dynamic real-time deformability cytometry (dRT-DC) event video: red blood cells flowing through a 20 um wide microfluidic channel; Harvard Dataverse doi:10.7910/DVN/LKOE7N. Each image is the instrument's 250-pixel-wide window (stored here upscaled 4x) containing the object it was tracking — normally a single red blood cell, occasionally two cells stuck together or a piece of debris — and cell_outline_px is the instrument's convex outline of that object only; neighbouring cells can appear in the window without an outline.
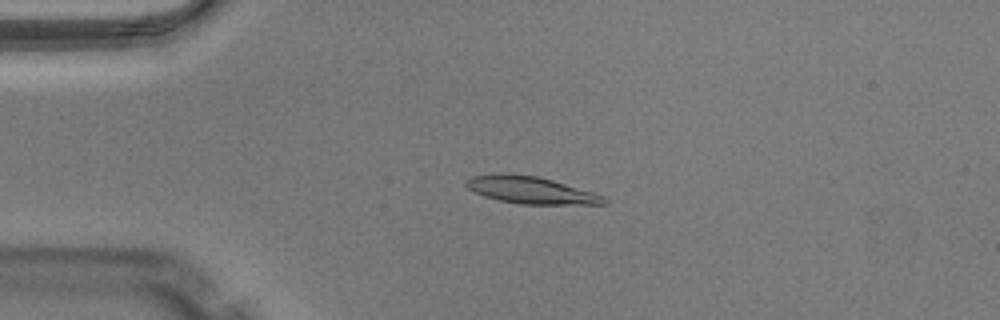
{"species": "Egyptian fruit bat (a non-hibernating species)", "species_latin": "Rousettus aegyptiacus", "temperature_condition": "warm", "stored_images_in_passage": 48, "camera_frame_rate_fps": 3000, "um_per_image_px": 0.085, "animal": {"sex": "male"}, "frame": {"image": 1, "passage_image": 10, "time_ms": 3.0, "image_size_px": [1000, 320], "cell_outline_px": [[608, 204], [520, 204], [500, 200], [484, 196], [468, 188], [464, 184], [464, 180], [472, 176], [536, 176], [552, 180], [592, 192], [604, 196], [608, 200]], "centroid_in_image_um": [45.19, 16.21], "position_along_channel_um": 39.8, "area_um2": 20.81}}
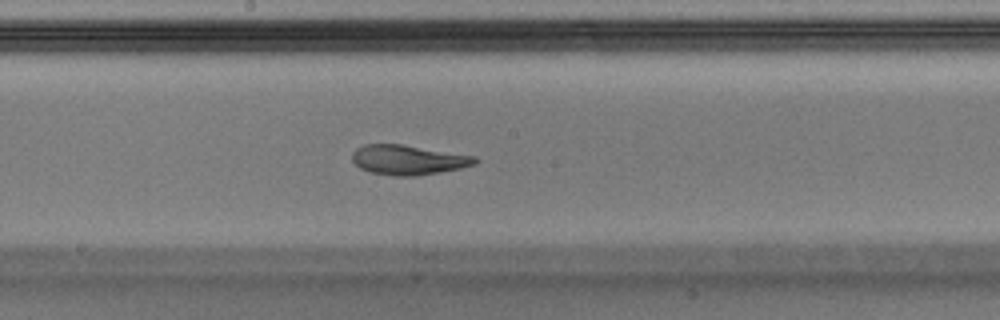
{"frame": {"image": 2, "passage_image": 25, "time_ms": 8.0, "image_size_px": [1000, 320], "cell_outline_px": [[480, 160], [476, 164], [460, 168], [440, 172], [416, 176], [396, 176], [372, 172], [360, 168], [352, 160], [352, 152], [356, 148], [364, 144], [400, 144], [476, 156]], "centroid_in_image_um": [34.71, 13.58], "position_along_channel_um": 213.5, "area_um2": 21.27}}
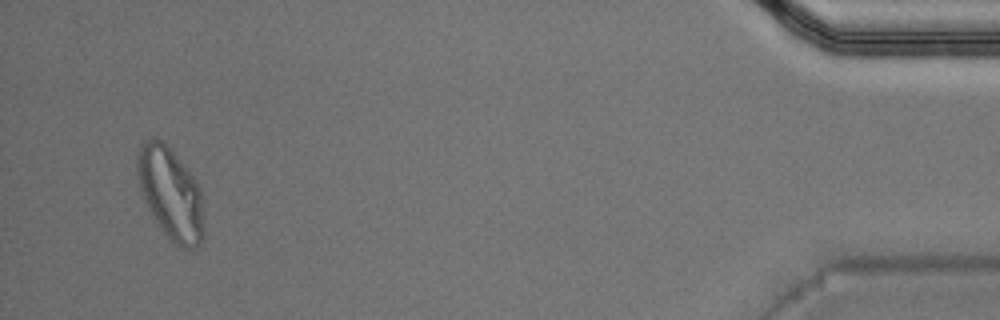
{"frame": {"image": 3, "passage_image": 46, "time_ms": 15.0, "image_size_px": [1000, 320], "cell_outline_px": [[204, 236], [200, 244], [196, 248], [184, 248], [172, 244], [156, 220], [144, 200], [140, 188], [136, 172], [136, 156], [140, 144], [144, 140], [152, 136], [156, 136], [164, 140], [196, 180], [200, 188], [204, 228]], "centroid_in_image_um": [14.48, 16.4], "position_along_channel_um": 420.7, "area_um2": 36.07}, "authors_computed_cell_mechanics": {"area_um2": 21.6461, "velocity_mm_per_s": 4.0447, "shape_relaxation_time_tau1_ms": null, "shape_relaxation_time_tau2_ms": 1.8454, "deformation_change_tau1": null, "deformation_change_tau2": 0.0692}}